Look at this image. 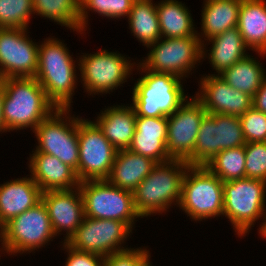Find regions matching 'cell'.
Returning <instances> with one entry per match:
<instances>
[{
	"label": "cell",
	"instance_id": "9a60e30c",
	"mask_svg": "<svg viewBox=\"0 0 266 266\" xmlns=\"http://www.w3.org/2000/svg\"><path fill=\"white\" fill-rule=\"evenodd\" d=\"M207 115L193 95L167 116V154L171 159L186 160L193 152L202 119Z\"/></svg>",
	"mask_w": 266,
	"mask_h": 266
},
{
	"label": "cell",
	"instance_id": "74e56055",
	"mask_svg": "<svg viewBox=\"0 0 266 266\" xmlns=\"http://www.w3.org/2000/svg\"><path fill=\"white\" fill-rule=\"evenodd\" d=\"M60 246L67 253L65 266H104V257L102 256L75 250L64 242Z\"/></svg>",
	"mask_w": 266,
	"mask_h": 266
},
{
	"label": "cell",
	"instance_id": "277c9868",
	"mask_svg": "<svg viewBox=\"0 0 266 266\" xmlns=\"http://www.w3.org/2000/svg\"><path fill=\"white\" fill-rule=\"evenodd\" d=\"M136 65V71L142 76L132 86V103L129 104L135 110L136 116L171 115L191 97L185 93L181 78L146 70L139 63Z\"/></svg>",
	"mask_w": 266,
	"mask_h": 266
},
{
	"label": "cell",
	"instance_id": "603a6c76",
	"mask_svg": "<svg viewBox=\"0 0 266 266\" xmlns=\"http://www.w3.org/2000/svg\"><path fill=\"white\" fill-rule=\"evenodd\" d=\"M237 27L244 44L258 56H266V0H242Z\"/></svg>",
	"mask_w": 266,
	"mask_h": 266
},
{
	"label": "cell",
	"instance_id": "d6986e66",
	"mask_svg": "<svg viewBox=\"0 0 266 266\" xmlns=\"http://www.w3.org/2000/svg\"><path fill=\"white\" fill-rule=\"evenodd\" d=\"M167 116H136V129L131 142L130 151L148 157L156 163L171 160L167 154Z\"/></svg>",
	"mask_w": 266,
	"mask_h": 266
},
{
	"label": "cell",
	"instance_id": "e575fe53",
	"mask_svg": "<svg viewBox=\"0 0 266 266\" xmlns=\"http://www.w3.org/2000/svg\"><path fill=\"white\" fill-rule=\"evenodd\" d=\"M245 177L266 182V142H247Z\"/></svg>",
	"mask_w": 266,
	"mask_h": 266
},
{
	"label": "cell",
	"instance_id": "7a4b0ae2",
	"mask_svg": "<svg viewBox=\"0 0 266 266\" xmlns=\"http://www.w3.org/2000/svg\"><path fill=\"white\" fill-rule=\"evenodd\" d=\"M4 90L3 121L8 132H32L57 108L48 100L35 77L1 79Z\"/></svg>",
	"mask_w": 266,
	"mask_h": 266
},
{
	"label": "cell",
	"instance_id": "8fae6325",
	"mask_svg": "<svg viewBox=\"0 0 266 266\" xmlns=\"http://www.w3.org/2000/svg\"><path fill=\"white\" fill-rule=\"evenodd\" d=\"M54 237L47 208L41 200L4 225V255L35 253Z\"/></svg>",
	"mask_w": 266,
	"mask_h": 266
},
{
	"label": "cell",
	"instance_id": "7402d4cb",
	"mask_svg": "<svg viewBox=\"0 0 266 266\" xmlns=\"http://www.w3.org/2000/svg\"><path fill=\"white\" fill-rule=\"evenodd\" d=\"M210 44H212L210 49L206 50V45ZM248 50L250 51L244 44L238 27H234L202 43L201 58L204 60L208 58L216 75H219L237 61L245 58Z\"/></svg>",
	"mask_w": 266,
	"mask_h": 266
},
{
	"label": "cell",
	"instance_id": "30bf717a",
	"mask_svg": "<svg viewBox=\"0 0 266 266\" xmlns=\"http://www.w3.org/2000/svg\"><path fill=\"white\" fill-rule=\"evenodd\" d=\"M148 48L150 51L147 56L137 63L146 70L172 74L182 80L190 73L192 75V70L200 65L202 60V44L198 36L161 37Z\"/></svg>",
	"mask_w": 266,
	"mask_h": 266
},
{
	"label": "cell",
	"instance_id": "ffe728a7",
	"mask_svg": "<svg viewBox=\"0 0 266 266\" xmlns=\"http://www.w3.org/2000/svg\"><path fill=\"white\" fill-rule=\"evenodd\" d=\"M42 191L29 175L0 184V221L3 225L41 201Z\"/></svg>",
	"mask_w": 266,
	"mask_h": 266
},
{
	"label": "cell",
	"instance_id": "9c48e42d",
	"mask_svg": "<svg viewBox=\"0 0 266 266\" xmlns=\"http://www.w3.org/2000/svg\"><path fill=\"white\" fill-rule=\"evenodd\" d=\"M85 216L94 219L125 222L132 230L140 215L133 193L110 184L107 180H87L79 184Z\"/></svg>",
	"mask_w": 266,
	"mask_h": 266
},
{
	"label": "cell",
	"instance_id": "3957f363",
	"mask_svg": "<svg viewBox=\"0 0 266 266\" xmlns=\"http://www.w3.org/2000/svg\"><path fill=\"white\" fill-rule=\"evenodd\" d=\"M189 167L186 161L177 159L154 166L132 192L136 211L141 218L158 213L162 215L172 205L179 207L183 179Z\"/></svg>",
	"mask_w": 266,
	"mask_h": 266
},
{
	"label": "cell",
	"instance_id": "7c38bea8",
	"mask_svg": "<svg viewBox=\"0 0 266 266\" xmlns=\"http://www.w3.org/2000/svg\"><path fill=\"white\" fill-rule=\"evenodd\" d=\"M78 179L106 180L111 172L117 149L94 121L78 116Z\"/></svg>",
	"mask_w": 266,
	"mask_h": 266
},
{
	"label": "cell",
	"instance_id": "6da1fadb",
	"mask_svg": "<svg viewBox=\"0 0 266 266\" xmlns=\"http://www.w3.org/2000/svg\"><path fill=\"white\" fill-rule=\"evenodd\" d=\"M43 40L38 47V69L35 79L56 108L71 109L74 90L77 88V82H80L77 79V76H80L77 74L79 60H74L64 41L53 36Z\"/></svg>",
	"mask_w": 266,
	"mask_h": 266
},
{
	"label": "cell",
	"instance_id": "4fadbf2b",
	"mask_svg": "<svg viewBox=\"0 0 266 266\" xmlns=\"http://www.w3.org/2000/svg\"><path fill=\"white\" fill-rule=\"evenodd\" d=\"M132 229L122 221L84 218L74 234L65 242L71 248L106 257L125 246Z\"/></svg>",
	"mask_w": 266,
	"mask_h": 266
},
{
	"label": "cell",
	"instance_id": "f35d334b",
	"mask_svg": "<svg viewBox=\"0 0 266 266\" xmlns=\"http://www.w3.org/2000/svg\"><path fill=\"white\" fill-rule=\"evenodd\" d=\"M252 106L258 110L262 111L266 114V78L264 82L261 84V87L253 96V103Z\"/></svg>",
	"mask_w": 266,
	"mask_h": 266
},
{
	"label": "cell",
	"instance_id": "484cf974",
	"mask_svg": "<svg viewBox=\"0 0 266 266\" xmlns=\"http://www.w3.org/2000/svg\"><path fill=\"white\" fill-rule=\"evenodd\" d=\"M156 10L162 38L198 36L189 8L182 1L160 0Z\"/></svg>",
	"mask_w": 266,
	"mask_h": 266
},
{
	"label": "cell",
	"instance_id": "5b68a950",
	"mask_svg": "<svg viewBox=\"0 0 266 266\" xmlns=\"http://www.w3.org/2000/svg\"><path fill=\"white\" fill-rule=\"evenodd\" d=\"M223 195V216L235 235L242 239L260 219L258 233L262 237L266 232V182L246 177L223 182Z\"/></svg>",
	"mask_w": 266,
	"mask_h": 266
},
{
	"label": "cell",
	"instance_id": "cb8c5ba5",
	"mask_svg": "<svg viewBox=\"0 0 266 266\" xmlns=\"http://www.w3.org/2000/svg\"><path fill=\"white\" fill-rule=\"evenodd\" d=\"M157 163L129 149L118 150L109 177L110 184L133 192Z\"/></svg>",
	"mask_w": 266,
	"mask_h": 266
},
{
	"label": "cell",
	"instance_id": "ac0fdd59",
	"mask_svg": "<svg viewBox=\"0 0 266 266\" xmlns=\"http://www.w3.org/2000/svg\"><path fill=\"white\" fill-rule=\"evenodd\" d=\"M29 155V175L42 192L79 187L80 181L76 171L57 157L41 152H32Z\"/></svg>",
	"mask_w": 266,
	"mask_h": 266
},
{
	"label": "cell",
	"instance_id": "60d3db41",
	"mask_svg": "<svg viewBox=\"0 0 266 266\" xmlns=\"http://www.w3.org/2000/svg\"><path fill=\"white\" fill-rule=\"evenodd\" d=\"M3 240H4V225L1 223L0 221V243H1V248H0V252L1 254L4 253V245H3Z\"/></svg>",
	"mask_w": 266,
	"mask_h": 266
},
{
	"label": "cell",
	"instance_id": "1f68e13d",
	"mask_svg": "<svg viewBox=\"0 0 266 266\" xmlns=\"http://www.w3.org/2000/svg\"><path fill=\"white\" fill-rule=\"evenodd\" d=\"M135 0H80L79 19L81 32L85 33L88 27L90 11L99 16L111 19H122L128 17ZM89 11V12H88ZM122 17V18H121Z\"/></svg>",
	"mask_w": 266,
	"mask_h": 266
},
{
	"label": "cell",
	"instance_id": "ab89813d",
	"mask_svg": "<svg viewBox=\"0 0 266 266\" xmlns=\"http://www.w3.org/2000/svg\"><path fill=\"white\" fill-rule=\"evenodd\" d=\"M3 99H4V90L2 84L0 83V133L8 132L6 130L4 121H3Z\"/></svg>",
	"mask_w": 266,
	"mask_h": 266
},
{
	"label": "cell",
	"instance_id": "f546056e",
	"mask_svg": "<svg viewBox=\"0 0 266 266\" xmlns=\"http://www.w3.org/2000/svg\"><path fill=\"white\" fill-rule=\"evenodd\" d=\"M218 154L217 114L202 119L192 154L185 160L190 166H205Z\"/></svg>",
	"mask_w": 266,
	"mask_h": 266
},
{
	"label": "cell",
	"instance_id": "8992f818",
	"mask_svg": "<svg viewBox=\"0 0 266 266\" xmlns=\"http://www.w3.org/2000/svg\"><path fill=\"white\" fill-rule=\"evenodd\" d=\"M223 181L205 166H190L183 179L179 203L191 221L223 216Z\"/></svg>",
	"mask_w": 266,
	"mask_h": 266
},
{
	"label": "cell",
	"instance_id": "52a82bcc",
	"mask_svg": "<svg viewBox=\"0 0 266 266\" xmlns=\"http://www.w3.org/2000/svg\"><path fill=\"white\" fill-rule=\"evenodd\" d=\"M81 54L78 56V79L83 84L84 92L90 96L112 93L118 86L122 87L135 70L136 62H131L130 57L118 51L99 49L94 54Z\"/></svg>",
	"mask_w": 266,
	"mask_h": 266
},
{
	"label": "cell",
	"instance_id": "d4e9b609",
	"mask_svg": "<svg viewBox=\"0 0 266 266\" xmlns=\"http://www.w3.org/2000/svg\"><path fill=\"white\" fill-rule=\"evenodd\" d=\"M241 3L242 0H204L200 23L202 32L197 33L201 44L237 27Z\"/></svg>",
	"mask_w": 266,
	"mask_h": 266
},
{
	"label": "cell",
	"instance_id": "d6a6232c",
	"mask_svg": "<svg viewBox=\"0 0 266 266\" xmlns=\"http://www.w3.org/2000/svg\"><path fill=\"white\" fill-rule=\"evenodd\" d=\"M33 15L32 0H0V28L28 29Z\"/></svg>",
	"mask_w": 266,
	"mask_h": 266
},
{
	"label": "cell",
	"instance_id": "4dcf8cb0",
	"mask_svg": "<svg viewBox=\"0 0 266 266\" xmlns=\"http://www.w3.org/2000/svg\"><path fill=\"white\" fill-rule=\"evenodd\" d=\"M244 146L229 148L216 154L205 167L223 182L245 178Z\"/></svg>",
	"mask_w": 266,
	"mask_h": 266
},
{
	"label": "cell",
	"instance_id": "ba28073f",
	"mask_svg": "<svg viewBox=\"0 0 266 266\" xmlns=\"http://www.w3.org/2000/svg\"><path fill=\"white\" fill-rule=\"evenodd\" d=\"M78 115L72 109H56L33 131L38 144L32 152L57 157L76 171L78 177Z\"/></svg>",
	"mask_w": 266,
	"mask_h": 266
},
{
	"label": "cell",
	"instance_id": "4316f807",
	"mask_svg": "<svg viewBox=\"0 0 266 266\" xmlns=\"http://www.w3.org/2000/svg\"><path fill=\"white\" fill-rule=\"evenodd\" d=\"M132 35L146 48L161 38L156 3L153 0H135L128 15Z\"/></svg>",
	"mask_w": 266,
	"mask_h": 266
},
{
	"label": "cell",
	"instance_id": "d590c367",
	"mask_svg": "<svg viewBox=\"0 0 266 266\" xmlns=\"http://www.w3.org/2000/svg\"><path fill=\"white\" fill-rule=\"evenodd\" d=\"M247 142H266V114L253 106L239 117Z\"/></svg>",
	"mask_w": 266,
	"mask_h": 266
},
{
	"label": "cell",
	"instance_id": "5bb4252c",
	"mask_svg": "<svg viewBox=\"0 0 266 266\" xmlns=\"http://www.w3.org/2000/svg\"><path fill=\"white\" fill-rule=\"evenodd\" d=\"M28 29L0 28V78L35 77L39 43Z\"/></svg>",
	"mask_w": 266,
	"mask_h": 266
},
{
	"label": "cell",
	"instance_id": "8d00e7d4",
	"mask_svg": "<svg viewBox=\"0 0 266 266\" xmlns=\"http://www.w3.org/2000/svg\"><path fill=\"white\" fill-rule=\"evenodd\" d=\"M149 255L150 251L146 247H130L106 256L104 266H139Z\"/></svg>",
	"mask_w": 266,
	"mask_h": 266
},
{
	"label": "cell",
	"instance_id": "7bdbcfd3",
	"mask_svg": "<svg viewBox=\"0 0 266 266\" xmlns=\"http://www.w3.org/2000/svg\"><path fill=\"white\" fill-rule=\"evenodd\" d=\"M265 237H266V232H265V234L262 236V239L265 238ZM265 239H266V238H265Z\"/></svg>",
	"mask_w": 266,
	"mask_h": 266
},
{
	"label": "cell",
	"instance_id": "2e32d148",
	"mask_svg": "<svg viewBox=\"0 0 266 266\" xmlns=\"http://www.w3.org/2000/svg\"><path fill=\"white\" fill-rule=\"evenodd\" d=\"M194 95L207 113L241 116L252 107L253 98L232 88L219 75H202Z\"/></svg>",
	"mask_w": 266,
	"mask_h": 266
},
{
	"label": "cell",
	"instance_id": "f1b7e54d",
	"mask_svg": "<svg viewBox=\"0 0 266 266\" xmlns=\"http://www.w3.org/2000/svg\"><path fill=\"white\" fill-rule=\"evenodd\" d=\"M32 3L34 15L83 35L79 19L80 0H32Z\"/></svg>",
	"mask_w": 266,
	"mask_h": 266
},
{
	"label": "cell",
	"instance_id": "44dd1931",
	"mask_svg": "<svg viewBox=\"0 0 266 266\" xmlns=\"http://www.w3.org/2000/svg\"><path fill=\"white\" fill-rule=\"evenodd\" d=\"M97 115L94 122L109 142L117 150L128 149L136 129V113L133 107L129 104H114Z\"/></svg>",
	"mask_w": 266,
	"mask_h": 266
},
{
	"label": "cell",
	"instance_id": "e0dca14e",
	"mask_svg": "<svg viewBox=\"0 0 266 266\" xmlns=\"http://www.w3.org/2000/svg\"><path fill=\"white\" fill-rule=\"evenodd\" d=\"M41 200L47 208L55 236L66 232L61 243L67 242L85 218L84 200L79 187L44 191Z\"/></svg>",
	"mask_w": 266,
	"mask_h": 266
},
{
	"label": "cell",
	"instance_id": "83f0119b",
	"mask_svg": "<svg viewBox=\"0 0 266 266\" xmlns=\"http://www.w3.org/2000/svg\"><path fill=\"white\" fill-rule=\"evenodd\" d=\"M253 57L252 54H248L219 74L232 88L248 94L252 98L266 78L264 66Z\"/></svg>",
	"mask_w": 266,
	"mask_h": 266
},
{
	"label": "cell",
	"instance_id": "b9f144b4",
	"mask_svg": "<svg viewBox=\"0 0 266 266\" xmlns=\"http://www.w3.org/2000/svg\"><path fill=\"white\" fill-rule=\"evenodd\" d=\"M151 255H149L139 266H153L150 261Z\"/></svg>",
	"mask_w": 266,
	"mask_h": 266
},
{
	"label": "cell",
	"instance_id": "836d02e7",
	"mask_svg": "<svg viewBox=\"0 0 266 266\" xmlns=\"http://www.w3.org/2000/svg\"><path fill=\"white\" fill-rule=\"evenodd\" d=\"M217 126L218 153L229 148L240 147L246 144L239 116L217 114Z\"/></svg>",
	"mask_w": 266,
	"mask_h": 266
}]
</instances>
